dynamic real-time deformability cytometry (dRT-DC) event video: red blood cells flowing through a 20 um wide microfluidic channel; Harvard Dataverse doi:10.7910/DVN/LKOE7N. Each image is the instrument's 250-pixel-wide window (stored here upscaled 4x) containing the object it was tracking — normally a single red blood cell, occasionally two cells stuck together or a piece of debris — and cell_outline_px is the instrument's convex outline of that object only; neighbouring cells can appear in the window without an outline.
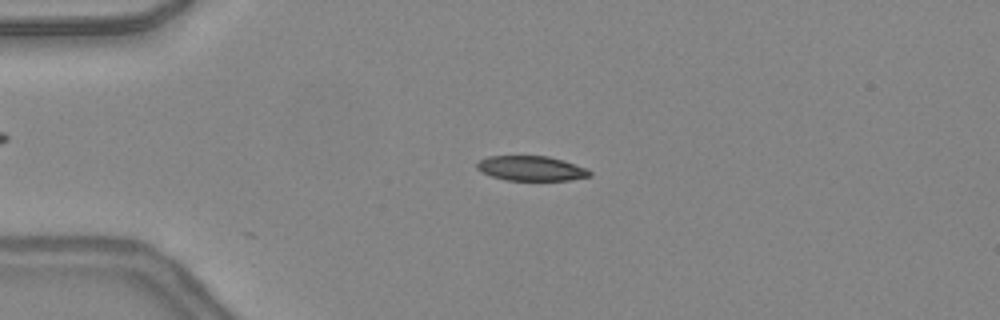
{"species": "common noctule bat (a hibernating species)", "species_latin": "Nyctalus noctula", "temperature_condition": "warm", "stored_images_in_passage": 37, "camera_frame_rate_fps": 3000, "um_per_image_px": 0.085, "animal": {"sex": "female", "body_mass_g": 24.6, "forearm_length_mm": 56.2}, "frame": {"image": 1, "passage_image": 1, "time_ms": 0.0, "image_size_px": [1000, 320], "cell_outline_px": [[592, 176], [568, 180], [504, 180], [480, 172], [476, 168], [476, 164], [480, 160], [488, 156], [548, 156], [564, 160], [588, 168], [592, 172]], "centroid_in_image_um": [45.17, 14.31], "position_along_channel_um": 39.8, "area_um2": 16.47}}
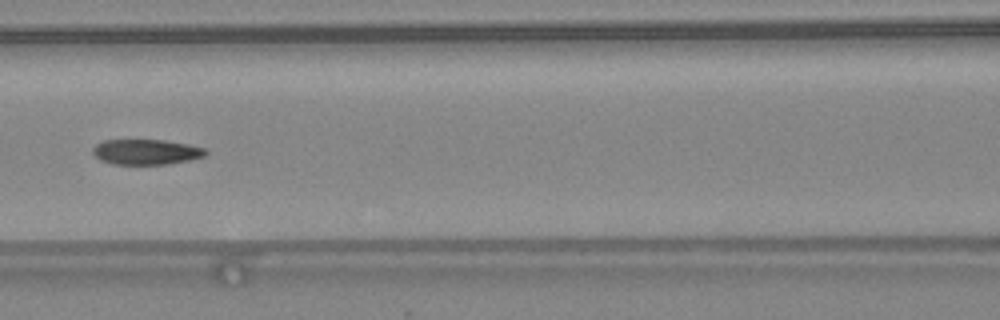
{"frame": {"image": 2, "passage_image": 11, "time_ms": 3.333, "image_size_px": [1000, 320], "cell_outline_px": [[208, 152], [204, 156], [188, 160], [168, 164], [112, 164], [100, 160], [92, 152], [92, 148], [96, 144], [104, 140], [164, 140], [188, 144], [204, 148]], "centroid_in_image_um": [12.4, 12.91], "position_along_channel_um": 154.2, "area_um2": 16.59}}
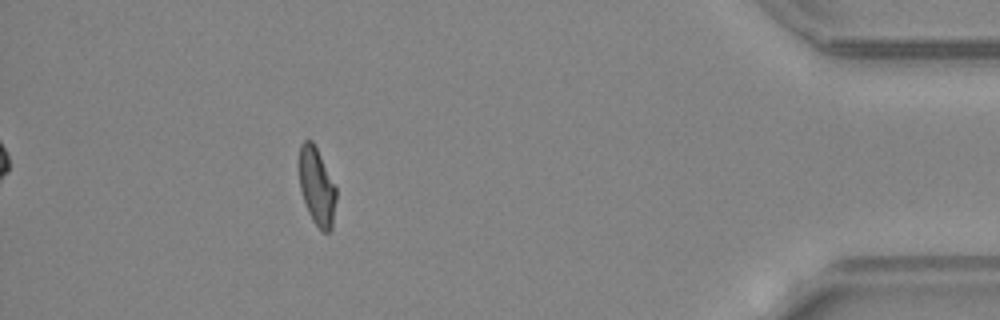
{"frame": {"image": 3, "passage_image": 32, "time_ms": 10.333, "image_size_px": [1000, 320], "cell_outline_px": [[336, 200], [332, 228], [328, 232], [324, 232], [312, 220], [308, 212], [300, 188], [300, 144], [304, 140], [312, 140], [336, 188]], "centroid_in_image_um": [26.93, 15.88], "position_along_channel_um": 408.3, "area_um2": 16.3}, "authors_computed_cell_mechanics": {"area_um2": 17.629, "velocity_mm_per_s": 4.4007, "shape_relaxation_time_tau1_ms": null, "shape_relaxation_time_tau2_ms": 1.8667, "deformation_change_tau1": null, "deformation_change_tau2": 0.0815}}